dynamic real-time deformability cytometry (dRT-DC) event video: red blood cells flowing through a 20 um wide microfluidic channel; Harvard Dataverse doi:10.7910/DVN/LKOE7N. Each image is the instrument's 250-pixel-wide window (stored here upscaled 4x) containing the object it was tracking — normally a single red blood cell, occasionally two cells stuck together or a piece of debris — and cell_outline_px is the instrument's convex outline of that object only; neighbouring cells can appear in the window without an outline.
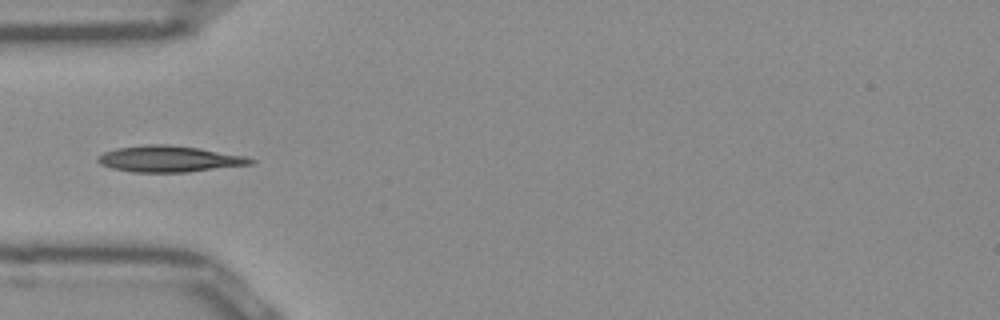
{"species": "Egyptian fruit bat (a non-hibernating species)", "species_latin": "Rousettus aegyptiacus", "temperature_condition": "room temperature", "stored_images_in_passage": 36, "camera_frame_rate_fps": 3000, "um_per_image_px": 0.085, "frame": {"image": 1, "passage_image": 1, "time_ms": 0.0, "image_size_px": [1000, 320], "cell_outline_px": [[256, 160], [252, 164], [188, 172], [132, 172], [112, 168], [100, 164], [96, 160], [96, 156], [104, 152], [116, 148], [144, 144], [168, 144], [200, 148], [244, 156]], "centroid_in_image_um": [14.34, 13.5], "position_along_channel_um": 70.7, "area_um2": 23.41}}
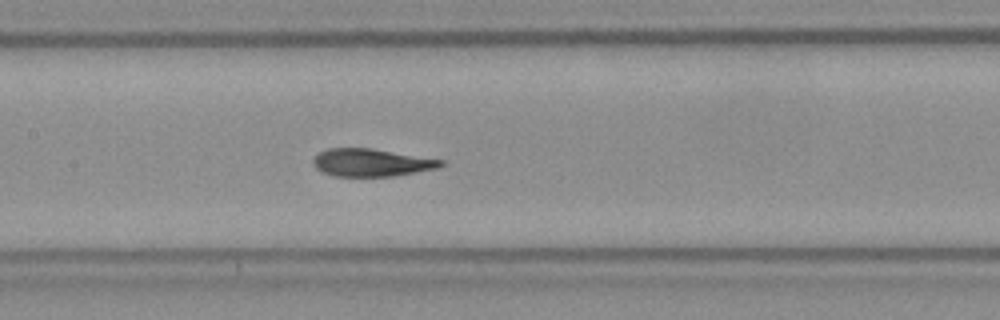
{"frame": {"image": 2, "passage_image": 9, "time_ms": 2.667, "image_size_px": [1000, 320], "cell_outline_px": [[444, 164], [440, 168], [392, 176], [332, 176], [320, 172], [312, 164], [312, 160], [320, 152], [328, 148], [372, 148], [444, 160]], "centroid_in_image_um": [31.56, 13.82], "position_along_channel_um": 175.8, "area_um2": 20.69}}
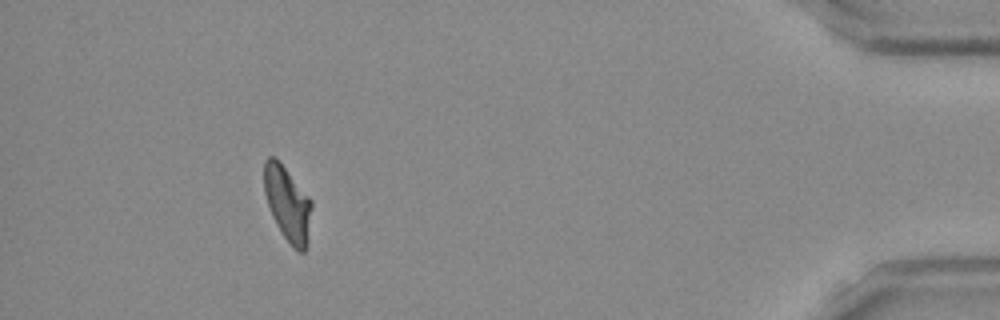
{"frame": {"image": 3, "passage_image": 32, "time_ms": 10.333, "image_size_px": [1000, 320], "cell_outline_px": [[312, 208], [308, 240], [304, 252], [300, 252], [292, 248], [284, 236], [272, 216], [264, 192], [264, 160], [268, 156], [276, 156], [312, 200]], "centroid_in_image_um": [24.45, 17.29], "position_along_channel_um": 410.8, "area_um2": 20.81}}